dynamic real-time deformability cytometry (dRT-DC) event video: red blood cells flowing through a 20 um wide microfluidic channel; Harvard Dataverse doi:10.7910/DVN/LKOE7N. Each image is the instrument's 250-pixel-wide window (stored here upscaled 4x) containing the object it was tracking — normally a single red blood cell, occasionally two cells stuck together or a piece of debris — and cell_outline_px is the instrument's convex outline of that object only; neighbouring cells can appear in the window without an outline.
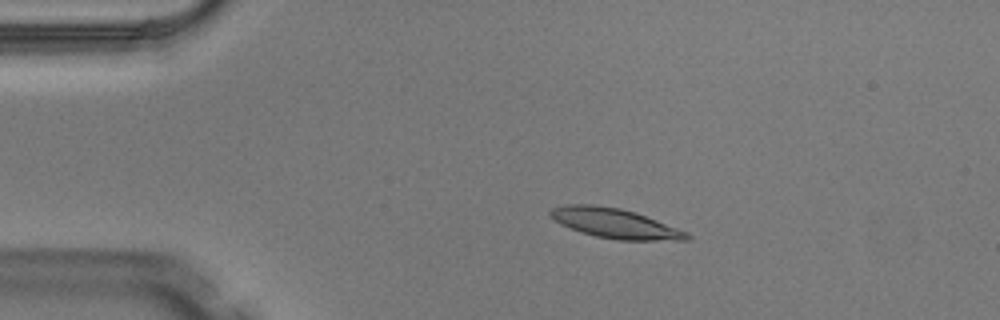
{"species": "Egyptian fruit bat (a non-hibernating species)", "species_latin": "Rousettus aegyptiacus", "temperature_condition": "warm", "stored_images_in_passage": 3, "camera_frame_rate_fps": 3000, "um_per_image_px": 0.085, "animal": {"sex": "male"}, "frame": {"image": 1, "passage_image": 2, "time_ms": 0.333, "image_size_px": [1000, 320], "cell_outline_px": [[692, 236], [688, 240], [616, 240], [596, 236], [560, 224], [548, 212], [552, 208], [568, 204], [592, 204], [620, 208], [636, 212], [688, 232]], "centroid_in_image_um": [52.31, 18.98], "position_along_channel_um": 32.7, "area_um2": 23.47}}